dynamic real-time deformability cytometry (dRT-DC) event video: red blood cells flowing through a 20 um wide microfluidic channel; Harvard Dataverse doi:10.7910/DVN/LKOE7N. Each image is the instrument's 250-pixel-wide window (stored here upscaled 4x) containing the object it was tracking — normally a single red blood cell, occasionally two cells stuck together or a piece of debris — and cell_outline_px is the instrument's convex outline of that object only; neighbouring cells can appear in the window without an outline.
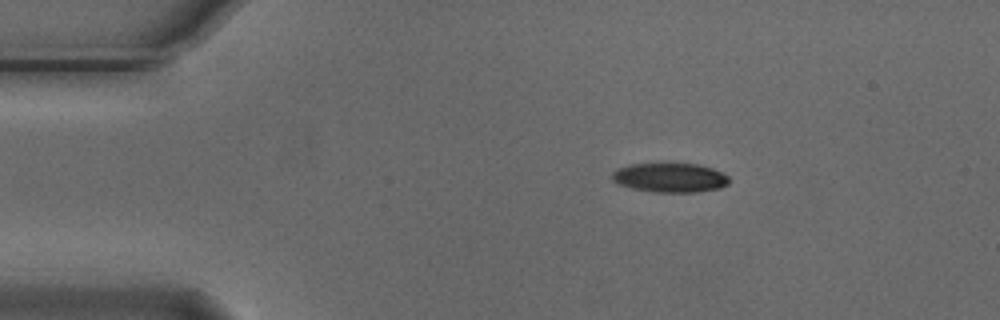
{"species": "Egyptian fruit bat (a non-hibernating species)", "species_latin": "Rousettus aegyptiacus", "temperature_condition": "cold", "stored_images_in_passage": 9, "camera_frame_rate_fps": 3000, "um_per_image_px": 0.085, "animal": {"sex": "male"}, "frame": {"image": 1, "passage_image": 3, "time_ms": 0.667, "image_size_px": [1000, 320], "cell_outline_px": [[728, 184], [720, 188], [696, 192], [656, 192], [632, 188], [620, 184], [612, 180], [612, 172], [616, 168], [628, 164], [664, 160], [696, 164], [712, 168], [724, 172], [728, 176]], "centroid_in_image_um": [56.92, 15.04], "position_along_channel_um": 28.1, "area_um2": 20.92}}
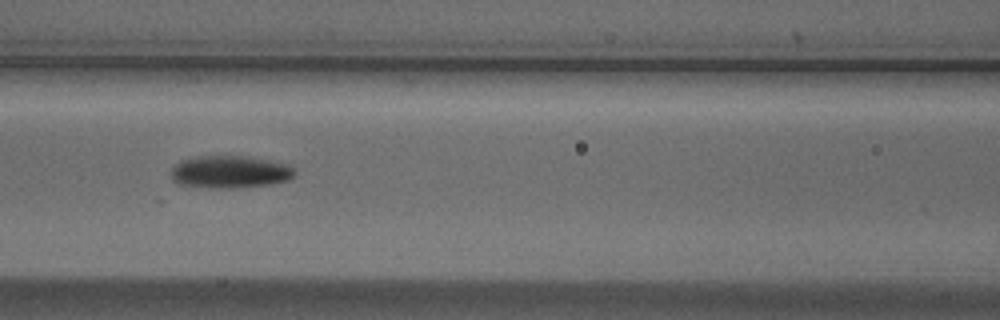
{"frame": {"image": 2, "passage_image": 7, "time_ms": 2.0, "image_size_px": [1000, 320], "cell_outline_px": [[296, 172], [288, 180], [268, 184], [232, 188], [212, 188], [180, 184], [172, 180], [172, 168], [180, 160], [196, 156], [240, 156], [268, 160], [288, 164]], "centroid_in_image_um": [19.51, 14.6], "position_along_channel_um": 147.1, "area_um2": 23.12}}
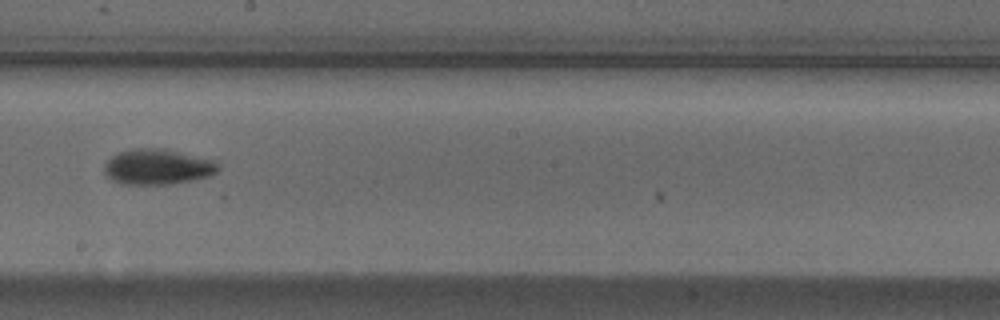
{"frame": {"image": 3, "passage_image": 9, "time_ms": 2.667, "image_size_px": [1000, 320], "cell_outline_px": [[220, 168], [212, 176], [172, 184], [120, 184], [112, 180], [104, 172], [104, 164], [112, 156], [120, 152], [132, 148], [164, 148], [212, 160], [220, 164]], "centroid_in_image_um": [13.4, 14.18], "position_along_channel_um": 234.8, "area_um2": 23.64}}